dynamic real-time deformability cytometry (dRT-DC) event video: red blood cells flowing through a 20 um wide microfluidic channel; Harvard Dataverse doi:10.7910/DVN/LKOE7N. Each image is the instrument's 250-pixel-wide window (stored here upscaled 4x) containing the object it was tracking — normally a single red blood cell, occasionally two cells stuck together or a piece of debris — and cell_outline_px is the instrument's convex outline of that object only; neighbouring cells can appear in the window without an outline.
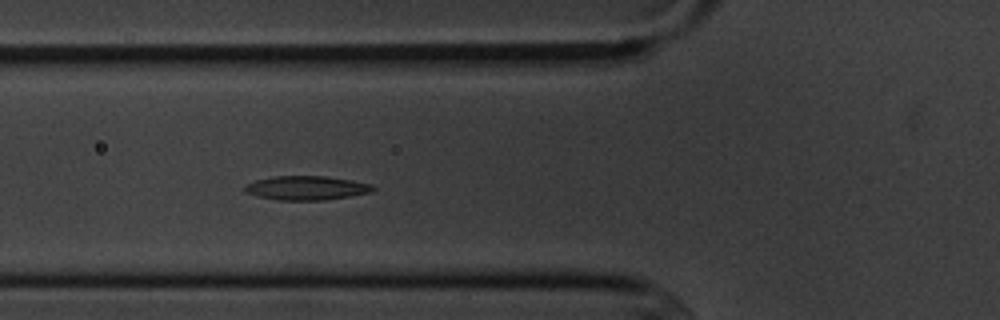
{"species": "common noctule bat (a hibernating species)", "species_latin": "Nyctalus noctula", "temperature_condition": "cold", "stored_images_in_passage": 8, "camera_frame_rate_fps": 3000, "um_per_image_px": 0.085, "animal": {"sex": "male", "body_mass_g": 20.1, "forearm_length_mm": 53.5}, "frame": {"image": 1, "passage_image": 8, "time_ms": 8.0, "image_size_px": [1000, 320], "cell_outline_px": [[376, 188], [372, 192], [324, 200], [276, 200], [256, 196], [244, 192], [244, 184], [256, 180], [272, 176], [324, 176], [352, 180], [372, 184]], "centroid_in_image_um": [26.01, 15.97], "position_along_channel_um": 99.8, "area_um2": 18.09}}